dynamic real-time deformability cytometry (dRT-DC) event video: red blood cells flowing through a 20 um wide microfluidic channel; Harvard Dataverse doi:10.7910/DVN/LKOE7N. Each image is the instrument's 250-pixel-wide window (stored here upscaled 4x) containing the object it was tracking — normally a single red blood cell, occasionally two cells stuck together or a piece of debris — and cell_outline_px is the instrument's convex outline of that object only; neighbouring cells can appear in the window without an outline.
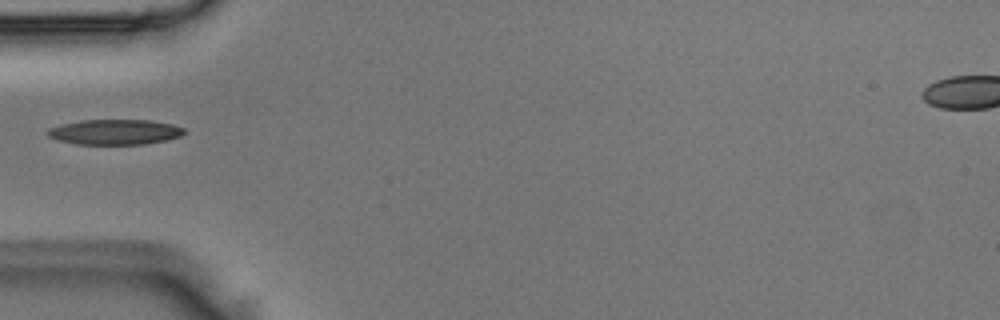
{"species": "Egyptian fruit bat (a non-hibernating species)", "species_latin": "Rousettus aegyptiacus", "temperature_condition": "room temperature", "stored_images_in_passage": 5, "camera_frame_rate_fps": 3000, "um_per_image_px": 0.085, "animal": {"sex": "male"}, "frame": {"image": 1, "passage_image": 3, "time_ms": 0.667, "image_size_px": [1000, 320], "cell_outline_px": [[184, 132], [180, 136], [164, 140], [144, 144], [76, 144], [56, 140], [48, 136], [44, 132], [48, 128], [60, 124], [80, 120], [152, 120], [172, 124], [184, 128]], "centroid_in_image_um": [9.69, 11.21], "position_along_channel_um": 75.3, "area_um2": 20.17}}
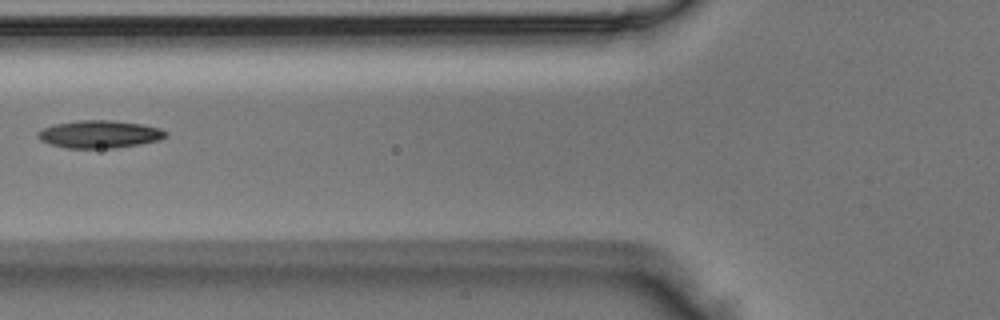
{"frame": {"image": 2, "passage_image": 4, "time_ms": 1.0, "image_size_px": [1000, 320], "cell_outline_px": [[168, 136], [160, 140], [140, 144], [116, 148], [68, 148], [48, 144], [40, 140], [36, 136], [36, 132], [52, 124], [80, 120], [112, 120], [140, 124], [160, 128], [168, 132]], "centroid_in_image_um": [8.44, 11.41], "position_along_channel_um": 117.4, "area_um2": 20.81}}